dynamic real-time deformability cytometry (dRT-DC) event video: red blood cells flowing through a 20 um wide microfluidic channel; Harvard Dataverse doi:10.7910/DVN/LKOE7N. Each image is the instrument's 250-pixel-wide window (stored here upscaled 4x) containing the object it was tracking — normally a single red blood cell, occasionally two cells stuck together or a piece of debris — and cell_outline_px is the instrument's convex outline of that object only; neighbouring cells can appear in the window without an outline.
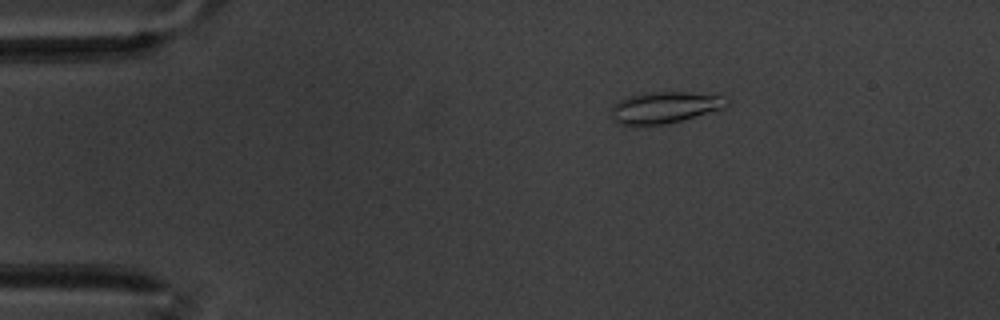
{"species": "common noctule bat (a hibernating species)", "species_latin": "Nyctalus noctula", "temperature_condition": "warm", "stored_images_in_passage": 53, "camera_frame_rate_fps": 3000, "um_per_image_px": 0.085, "animal": {"sex": "male", "body_mass_g": 20.1, "forearm_length_mm": 53.5}, "frame": {"image": 1, "passage_image": 4, "time_ms": 1.0, "image_size_px": [1000, 320], "cell_outline_px": [[732, 100], [724, 108], [680, 120], [664, 124], [636, 128], [616, 124], [612, 120], [612, 108], [620, 100], [628, 96], [652, 92], [688, 92], [724, 96]], "centroid_in_image_um": [56.46, 9.17], "position_along_channel_um": 28.5, "area_um2": 21.56}}
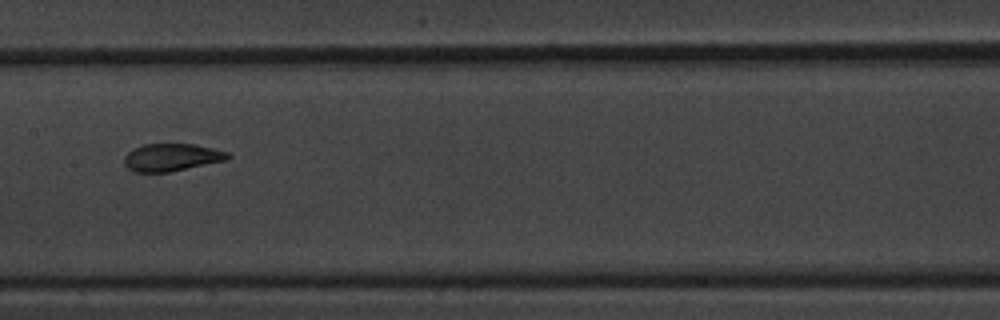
{"frame": {"image": 2, "passage_image": 24, "time_ms": 7.667, "image_size_px": [1000, 320], "cell_outline_px": [[232, 156], [228, 160], [168, 172], [132, 172], [124, 164], [124, 156], [132, 148], [144, 144], [196, 144], [228, 152]], "centroid_in_image_um": [14.58, 13.37], "position_along_channel_um": 192.8, "area_um2": 16.76}}
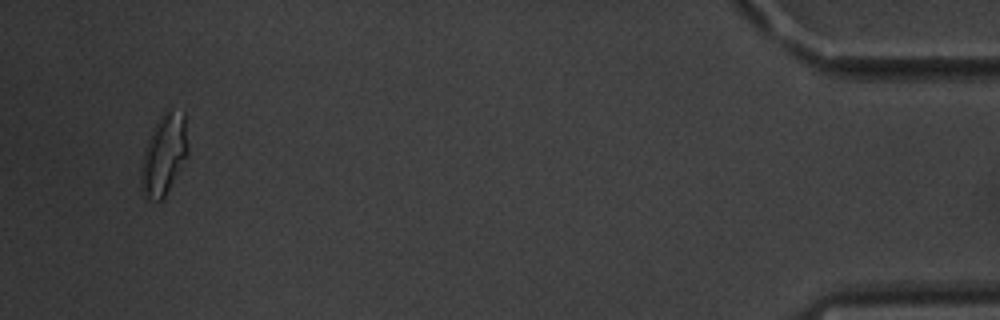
{"frame": {"image": 3, "passage_image": 51, "time_ms": 16.667, "image_size_px": [1000, 320], "cell_outline_px": [[188, 156], [164, 196], [160, 200], [148, 200], [144, 196], [140, 188], [140, 168], [144, 152], [148, 140], [160, 116], [164, 112], [184, 112], [188, 148]], "centroid_in_image_um": [13.92, 13.2], "position_along_channel_um": 421.3, "area_um2": 21.68}, "authors_computed_cell_mechanics": {"area_um2": 17.6868, "velocity_mm_per_s": 3.3706, "shape_relaxation_time_tau1_ms": 4.7569, "shape_relaxation_time_tau2_ms": 1.3829, "deformation_change_tau1": 0.1636, "deformation_change_tau2": 0.061}}